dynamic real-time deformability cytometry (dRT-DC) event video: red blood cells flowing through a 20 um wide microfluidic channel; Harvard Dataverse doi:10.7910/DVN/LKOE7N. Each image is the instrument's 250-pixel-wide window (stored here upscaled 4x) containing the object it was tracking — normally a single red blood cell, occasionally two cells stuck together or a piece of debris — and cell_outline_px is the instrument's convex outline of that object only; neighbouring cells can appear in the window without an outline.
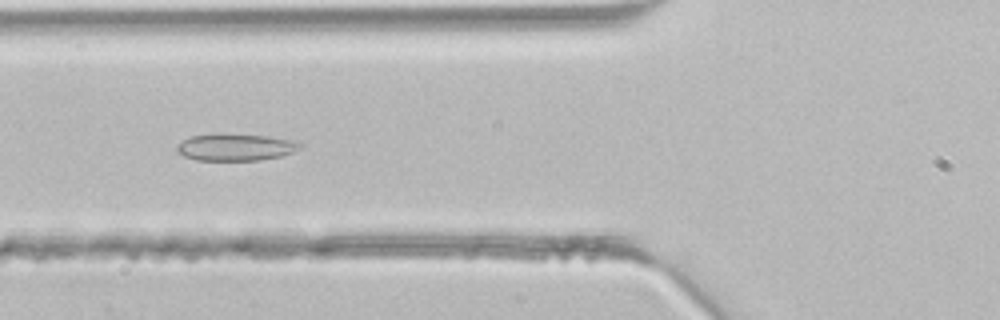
{"species": "common noctule bat (a hibernating species)", "species_latin": "Nyctalus noctula", "temperature_condition": "room temperature", "stored_images_in_passage": 31, "camera_frame_rate_fps": 3000, "um_per_image_px": 0.085, "animal": {"sex": "male", "body_mass_g": 21.5, "forearm_length_mm": 52.0}, "frame": {"image": 1, "passage_image": 6, "time_ms": 1.667, "image_size_px": [1000, 320], "cell_outline_px": [[304, 144], [300, 148], [292, 152], [280, 156], [260, 160], [196, 160], [184, 156], [176, 152], [176, 144], [188, 136], [268, 136], [292, 140]], "centroid_in_image_um": [20.01, 12.55], "position_along_channel_um": 105.8, "area_um2": 18.67}}
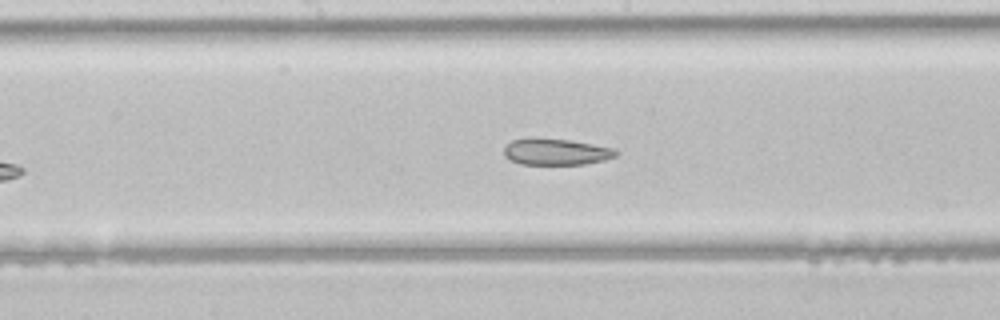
{"frame": {"image": 2, "passage_image": 12, "time_ms": 3.667, "image_size_px": [1000, 320], "cell_outline_px": [[620, 152], [616, 156], [604, 160], [584, 164], [520, 164], [504, 156], [504, 148], [512, 140], [528, 136], [532, 136], [568, 140], [616, 148]], "centroid_in_image_um": [47.26, 12.88], "position_along_channel_um": 200.9, "area_um2": 17.51}}
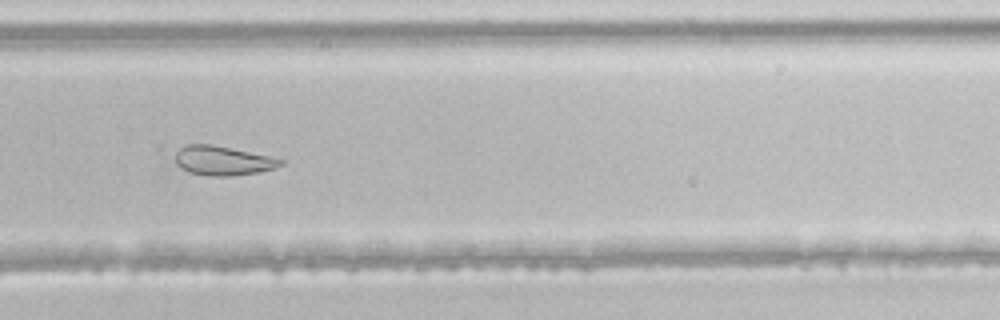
{"frame": {"image": 3, "passage_image": 19, "time_ms": 6.0, "image_size_px": [1000, 320], "cell_outline_px": [[284, 164], [276, 168], [260, 172], [228, 176], [208, 176], [188, 172], [180, 168], [176, 164], [176, 152], [180, 148], [188, 144], [212, 144], [268, 156], [284, 160]], "centroid_in_image_um": [18.93, 13.66], "position_along_channel_um": 310.9, "area_um2": 17.98}}